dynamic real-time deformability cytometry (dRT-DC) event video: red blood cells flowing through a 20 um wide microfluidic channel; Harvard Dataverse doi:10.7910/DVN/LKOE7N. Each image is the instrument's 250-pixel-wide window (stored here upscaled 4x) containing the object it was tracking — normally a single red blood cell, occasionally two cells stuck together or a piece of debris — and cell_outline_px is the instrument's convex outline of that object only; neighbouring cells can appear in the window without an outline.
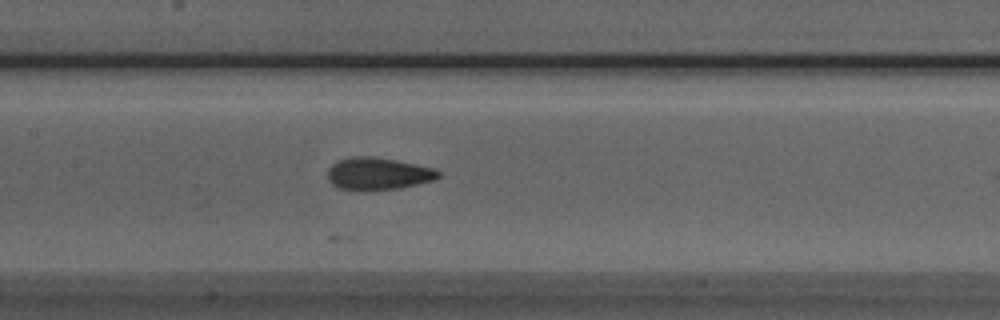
{"species": "Egyptian fruit bat (a non-hibernating species)", "species_latin": "Rousettus aegyptiacus", "temperature_condition": "room temperature", "stored_images_in_passage": 21, "camera_frame_rate_fps": 3000, "um_per_image_px": 0.085, "animal": {"sex": "male"}, "frame": {"image": 1, "passage_image": 10, "time_ms": 3.0, "image_size_px": [1000, 320], "cell_outline_px": [[440, 176], [432, 180], [400, 188], [364, 192], [336, 188], [328, 180], [328, 168], [336, 160], [352, 156], [372, 156], [396, 160], [416, 164], [432, 168], [440, 172]], "centroid_in_image_um": [32.06, 14.78], "position_along_channel_um": 175.3, "area_um2": 21.21}}
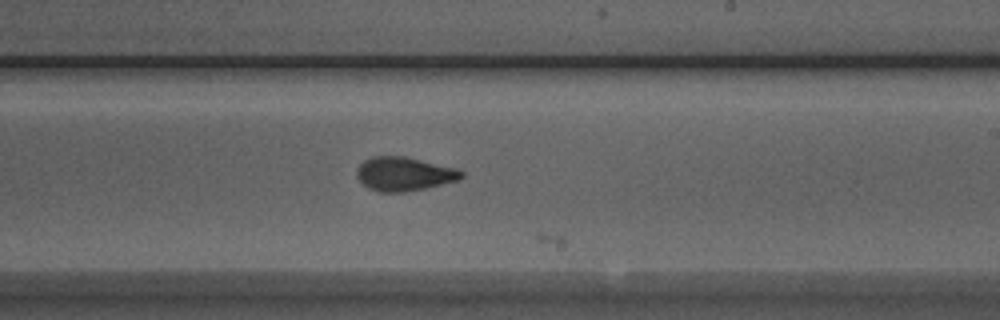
{"frame": {"image": 2, "passage_image": 16, "time_ms": 5.0, "image_size_px": [1000, 320], "cell_outline_px": [[464, 176], [460, 180], [424, 188], [404, 192], [376, 192], [368, 188], [356, 176], [356, 168], [364, 160], [372, 156], [404, 156], [460, 168], [464, 172]], "centroid_in_image_um": [34.37, 14.77], "position_along_channel_um": 254.6, "area_um2": 20.92}}
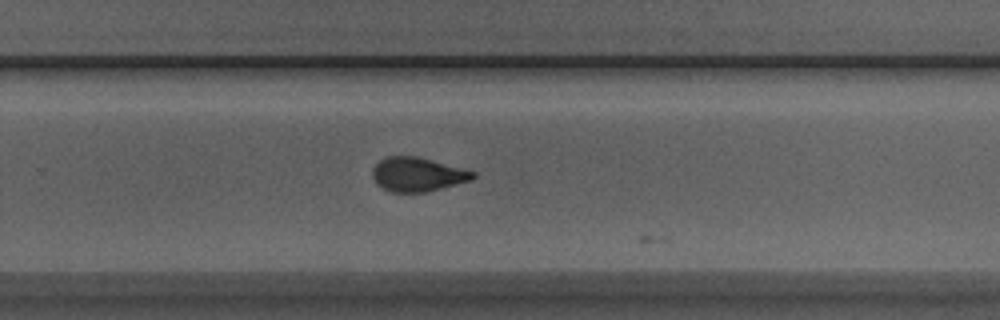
{"frame": {"image": 3, "passage_image": 19, "time_ms": 6.0, "image_size_px": [1000, 320], "cell_outline_px": [[476, 176], [472, 180], [424, 192], [392, 192], [376, 184], [372, 176], [372, 168], [384, 156], [416, 156], [432, 160], [476, 172]], "centroid_in_image_um": [35.46, 14.81], "position_along_channel_um": 294.3, "area_um2": 19.83}}